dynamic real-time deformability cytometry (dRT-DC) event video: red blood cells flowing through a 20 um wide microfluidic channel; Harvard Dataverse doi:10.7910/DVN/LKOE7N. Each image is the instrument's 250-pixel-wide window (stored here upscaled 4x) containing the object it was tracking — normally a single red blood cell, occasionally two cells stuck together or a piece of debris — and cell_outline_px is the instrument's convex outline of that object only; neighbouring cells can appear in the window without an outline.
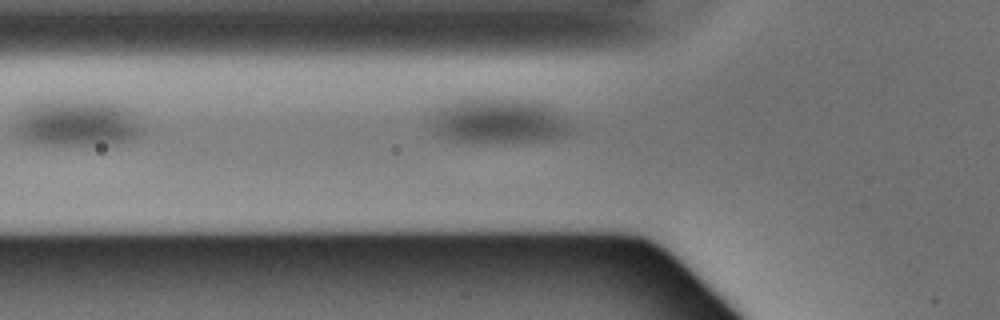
{"species": "Egyptian fruit bat (a non-hibernating species)", "species_latin": "Rousettus aegyptiacus", "temperature_condition": "warm", "stored_images_in_passage": 8, "camera_frame_rate_fps": 3000, "um_per_image_px": 0.085, "animal": {"sex": "male"}, "frame": {"image": 1, "passage_image": 5, "time_ms": 1.333, "image_size_px": [1000, 320], "cell_outline_px": [[144, 132], [140, 136], [120, 144], [32, 144], [20, 140], [12, 136], [12, 112], [32, 100], [104, 100], [124, 104], [136, 112], [144, 128]], "centroid_in_image_um": [6.43, 10.42], "position_along_channel_um": 119.4, "area_um2": 37.57}}
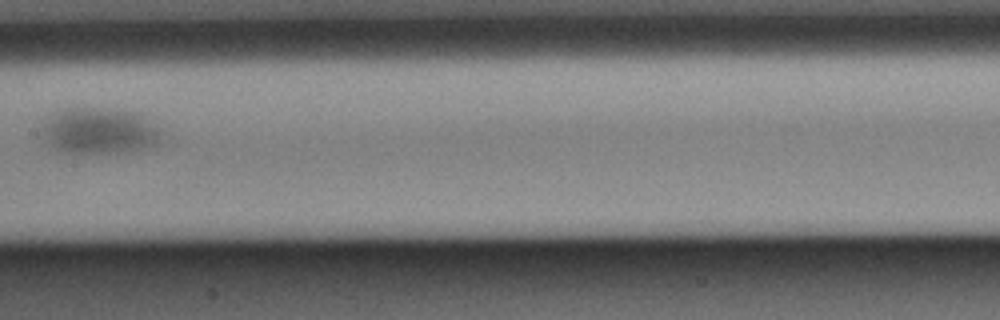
{"frame": {"image": 2, "passage_image": 7, "time_ms": 2.0, "image_size_px": [1000, 320], "cell_outline_px": [[160, 136], [156, 144], [124, 152], [64, 152], [56, 148], [44, 140], [40, 136], [40, 132], [44, 124], [56, 112], [64, 108], [124, 108], [136, 112], [144, 116], [160, 132]], "centroid_in_image_um": [8.41, 11.09], "position_along_channel_um": 199.0, "area_um2": 31.73}}
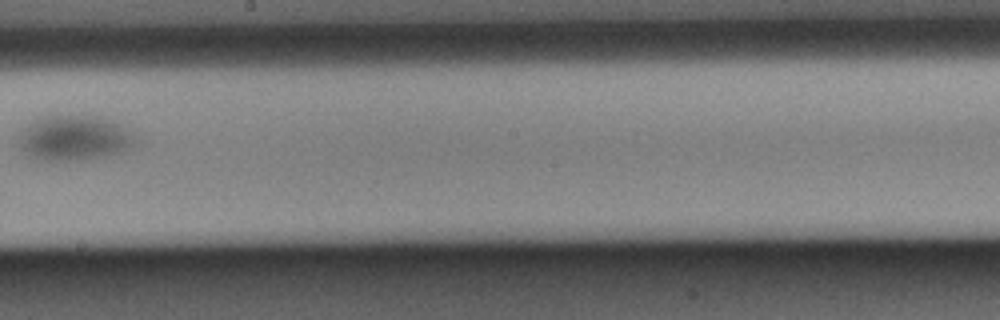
{"frame": {"image": 3, "passage_image": 8, "time_ms": 2.333, "image_size_px": [1000, 320], "cell_outline_px": [[136, 136], [132, 148], [124, 152], [108, 156], [88, 160], [40, 160], [28, 156], [20, 148], [20, 128], [36, 116], [48, 112], [68, 112], [104, 116], [124, 124]], "centroid_in_image_um": [6.31, 11.64], "position_along_channel_um": 241.9, "area_um2": 32.95}}